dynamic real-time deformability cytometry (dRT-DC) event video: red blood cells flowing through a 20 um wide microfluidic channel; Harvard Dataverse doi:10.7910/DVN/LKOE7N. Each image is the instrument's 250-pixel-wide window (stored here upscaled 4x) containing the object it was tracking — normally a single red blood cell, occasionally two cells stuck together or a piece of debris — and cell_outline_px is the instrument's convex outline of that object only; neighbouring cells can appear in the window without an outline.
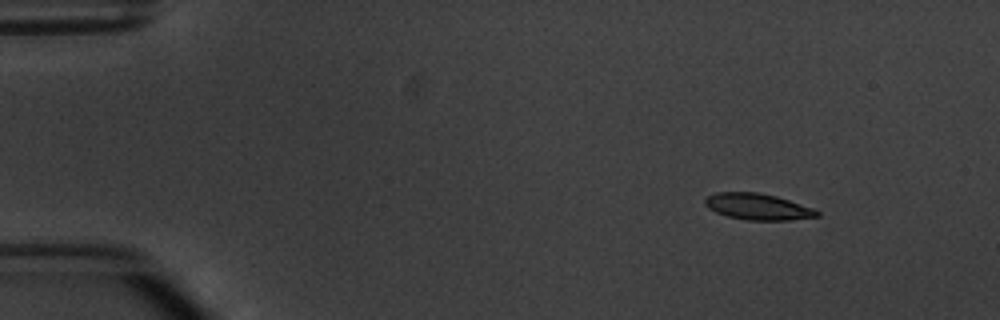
{"species": "common noctule bat (a hibernating species)", "species_latin": "Nyctalus noctula", "temperature_condition": "warm", "stored_images_in_passage": 4, "segment_of_instrument_passage": [1, 2], "camera_frame_rate_fps": 3000, "um_per_image_px": 0.085, "animal": {"sex": "male", "body_mass_g": 20.1, "forearm_length_mm": 53.5}, "frame": {"image": 1, "passage_image": 1, "time_ms": 0.0, "image_size_px": [1000, 320], "cell_outline_px": [[820, 216], [792, 220], [744, 220], [728, 216], [716, 212], [708, 208], [704, 204], [704, 200], [708, 196], [716, 192], [756, 192], [776, 196], [812, 208], [820, 212]], "centroid_in_image_um": [64.39, 17.57], "position_along_channel_um": 20.6, "area_um2": 17.11}}